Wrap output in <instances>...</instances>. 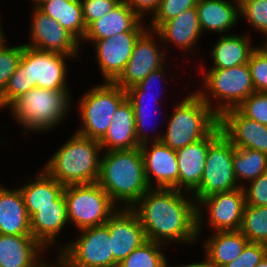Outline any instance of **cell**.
<instances>
[{
  "mask_svg": "<svg viewBox=\"0 0 267 267\" xmlns=\"http://www.w3.org/2000/svg\"><path fill=\"white\" fill-rule=\"evenodd\" d=\"M183 193L173 188H150L131 207L147 240L168 245L172 241L194 244L199 239L197 203Z\"/></svg>",
  "mask_w": 267,
  "mask_h": 267,
  "instance_id": "cell-1",
  "label": "cell"
},
{
  "mask_svg": "<svg viewBox=\"0 0 267 267\" xmlns=\"http://www.w3.org/2000/svg\"><path fill=\"white\" fill-rule=\"evenodd\" d=\"M104 153L97 183L115 205L131 208L150 189L140 147Z\"/></svg>",
  "mask_w": 267,
  "mask_h": 267,
  "instance_id": "cell-2",
  "label": "cell"
},
{
  "mask_svg": "<svg viewBox=\"0 0 267 267\" xmlns=\"http://www.w3.org/2000/svg\"><path fill=\"white\" fill-rule=\"evenodd\" d=\"M102 150L99 141L75 132L48 159L43 169L64 186L96 183L101 165L99 152Z\"/></svg>",
  "mask_w": 267,
  "mask_h": 267,
  "instance_id": "cell-3",
  "label": "cell"
},
{
  "mask_svg": "<svg viewBox=\"0 0 267 267\" xmlns=\"http://www.w3.org/2000/svg\"><path fill=\"white\" fill-rule=\"evenodd\" d=\"M218 125L219 115L194 92L174 106L166 132L151 142L161 141L178 150L207 137Z\"/></svg>",
  "mask_w": 267,
  "mask_h": 267,
  "instance_id": "cell-4",
  "label": "cell"
},
{
  "mask_svg": "<svg viewBox=\"0 0 267 267\" xmlns=\"http://www.w3.org/2000/svg\"><path fill=\"white\" fill-rule=\"evenodd\" d=\"M69 91L36 87L20 95L8 107L15 121L25 128V135L29 133L27 130L44 132L67 118L72 101Z\"/></svg>",
  "mask_w": 267,
  "mask_h": 267,
  "instance_id": "cell-5",
  "label": "cell"
},
{
  "mask_svg": "<svg viewBox=\"0 0 267 267\" xmlns=\"http://www.w3.org/2000/svg\"><path fill=\"white\" fill-rule=\"evenodd\" d=\"M203 81L204 89L195 92L219 116L225 110L237 108L255 92L248 63L227 69L209 68L203 74ZM210 97L219 101L215 107Z\"/></svg>",
  "mask_w": 267,
  "mask_h": 267,
  "instance_id": "cell-6",
  "label": "cell"
},
{
  "mask_svg": "<svg viewBox=\"0 0 267 267\" xmlns=\"http://www.w3.org/2000/svg\"><path fill=\"white\" fill-rule=\"evenodd\" d=\"M126 99V91L115 82H103L82 95L78 111L82 126L78 134L100 141L106 134L116 109Z\"/></svg>",
  "mask_w": 267,
  "mask_h": 267,
  "instance_id": "cell-7",
  "label": "cell"
},
{
  "mask_svg": "<svg viewBox=\"0 0 267 267\" xmlns=\"http://www.w3.org/2000/svg\"><path fill=\"white\" fill-rule=\"evenodd\" d=\"M64 199L68 221L78 230L102 226L121 207L96 183L65 186Z\"/></svg>",
  "mask_w": 267,
  "mask_h": 267,
  "instance_id": "cell-8",
  "label": "cell"
},
{
  "mask_svg": "<svg viewBox=\"0 0 267 267\" xmlns=\"http://www.w3.org/2000/svg\"><path fill=\"white\" fill-rule=\"evenodd\" d=\"M235 147L221 134L208 148L199 186L192 192L196 203L209 195L241 188L233 169Z\"/></svg>",
  "mask_w": 267,
  "mask_h": 267,
  "instance_id": "cell-9",
  "label": "cell"
},
{
  "mask_svg": "<svg viewBox=\"0 0 267 267\" xmlns=\"http://www.w3.org/2000/svg\"><path fill=\"white\" fill-rule=\"evenodd\" d=\"M80 233L72 243L58 248L65 255L68 267H118L106 225L85 228Z\"/></svg>",
  "mask_w": 267,
  "mask_h": 267,
  "instance_id": "cell-10",
  "label": "cell"
},
{
  "mask_svg": "<svg viewBox=\"0 0 267 267\" xmlns=\"http://www.w3.org/2000/svg\"><path fill=\"white\" fill-rule=\"evenodd\" d=\"M246 205L243 187L215 193L197 203V232L202 231L204 211H208V222L215 231L240 230ZM203 207V208H202Z\"/></svg>",
  "mask_w": 267,
  "mask_h": 267,
  "instance_id": "cell-11",
  "label": "cell"
},
{
  "mask_svg": "<svg viewBox=\"0 0 267 267\" xmlns=\"http://www.w3.org/2000/svg\"><path fill=\"white\" fill-rule=\"evenodd\" d=\"M57 52L41 51L23 44L21 62L28 68L29 85L50 90H69L66 58Z\"/></svg>",
  "mask_w": 267,
  "mask_h": 267,
  "instance_id": "cell-12",
  "label": "cell"
},
{
  "mask_svg": "<svg viewBox=\"0 0 267 267\" xmlns=\"http://www.w3.org/2000/svg\"><path fill=\"white\" fill-rule=\"evenodd\" d=\"M33 11L31 32H29L31 43L24 45L41 51L57 52L76 58L79 55L80 41L54 18L43 14L35 7Z\"/></svg>",
  "mask_w": 267,
  "mask_h": 267,
  "instance_id": "cell-13",
  "label": "cell"
},
{
  "mask_svg": "<svg viewBox=\"0 0 267 267\" xmlns=\"http://www.w3.org/2000/svg\"><path fill=\"white\" fill-rule=\"evenodd\" d=\"M145 31H126L110 38L95 40L96 58L104 82H115L124 72L138 38Z\"/></svg>",
  "mask_w": 267,
  "mask_h": 267,
  "instance_id": "cell-14",
  "label": "cell"
},
{
  "mask_svg": "<svg viewBox=\"0 0 267 267\" xmlns=\"http://www.w3.org/2000/svg\"><path fill=\"white\" fill-rule=\"evenodd\" d=\"M154 30L147 29L137 40L132 55L124 72L115 81L122 89L127 90L140 83L151 72L163 67L165 55L158 49Z\"/></svg>",
  "mask_w": 267,
  "mask_h": 267,
  "instance_id": "cell-15",
  "label": "cell"
},
{
  "mask_svg": "<svg viewBox=\"0 0 267 267\" xmlns=\"http://www.w3.org/2000/svg\"><path fill=\"white\" fill-rule=\"evenodd\" d=\"M105 225L109 229L111 252L117 264L147 241L144 228L131 208L119 207Z\"/></svg>",
  "mask_w": 267,
  "mask_h": 267,
  "instance_id": "cell-16",
  "label": "cell"
},
{
  "mask_svg": "<svg viewBox=\"0 0 267 267\" xmlns=\"http://www.w3.org/2000/svg\"><path fill=\"white\" fill-rule=\"evenodd\" d=\"M150 145V146H149ZM152 145V146H151ZM149 146V148L147 147ZM147 183L153 188H173L179 190V169L176 150L160 142L140 145ZM153 176V177H152Z\"/></svg>",
  "mask_w": 267,
  "mask_h": 267,
  "instance_id": "cell-17",
  "label": "cell"
},
{
  "mask_svg": "<svg viewBox=\"0 0 267 267\" xmlns=\"http://www.w3.org/2000/svg\"><path fill=\"white\" fill-rule=\"evenodd\" d=\"M219 125L234 147L267 153L266 125L243 116L236 108L225 110L219 116Z\"/></svg>",
  "mask_w": 267,
  "mask_h": 267,
  "instance_id": "cell-18",
  "label": "cell"
},
{
  "mask_svg": "<svg viewBox=\"0 0 267 267\" xmlns=\"http://www.w3.org/2000/svg\"><path fill=\"white\" fill-rule=\"evenodd\" d=\"M221 134L222 130L218 125L207 137L176 150L179 190L190 194L199 186L205 168L208 148Z\"/></svg>",
  "mask_w": 267,
  "mask_h": 267,
  "instance_id": "cell-19",
  "label": "cell"
},
{
  "mask_svg": "<svg viewBox=\"0 0 267 267\" xmlns=\"http://www.w3.org/2000/svg\"><path fill=\"white\" fill-rule=\"evenodd\" d=\"M142 18L121 0L109 13L94 21L86 31L83 41L101 40L126 31H146Z\"/></svg>",
  "mask_w": 267,
  "mask_h": 267,
  "instance_id": "cell-20",
  "label": "cell"
},
{
  "mask_svg": "<svg viewBox=\"0 0 267 267\" xmlns=\"http://www.w3.org/2000/svg\"><path fill=\"white\" fill-rule=\"evenodd\" d=\"M154 34L157 42L162 41V44H174L180 47L179 49L189 51L193 50L197 39L200 38L202 32L198 19L196 7L187 9L177 17L163 23Z\"/></svg>",
  "mask_w": 267,
  "mask_h": 267,
  "instance_id": "cell-21",
  "label": "cell"
},
{
  "mask_svg": "<svg viewBox=\"0 0 267 267\" xmlns=\"http://www.w3.org/2000/svg\"><path fill=\"white\" fill-rule=\"evenodd\" d=\"M34 178L33 182L26 183L19 188L29 218L37 212V208L66 205L63 184L57 182L44 169Z\"/></svg>",
  "mask_w": 267,
  "mask_h": 267,
  "instance_id": "cell-22",
  "label": "cell"
},
{
  "mask_svg": "<svg viewBox=\"0 0 267 267\" xmlns=\"http://www.w3.org/2000/svg\"><path fill=\"white\" fill-rule=\"evenodd\" d=\"M43 250L32 235L0 234V267H33Z\"/></svg>",
  "mask_w": 267,
  "mask_h": 267,
  "instance_id": "cell-23",
  "label": "cell"
},
{
  "mask_svg": "<svg viewBox=\"0 0 267 267\" xmlns=\"http://www.w3.org/2000/svg\"><path fill=\"white\" fill-rule=\"evenodd\" d=\"M0 234L32 235L30 218L20 189L0 185Z\"/></svg>",
  "mask_w": 267,
  "mask_h": 267,
  "instance_id": "cell-24",
  "label": "cell"
},
{
  "mask_svg": "<svg viewBox=\"0 0 267 267\" xmlns=\"http://www.w3.org/2000/svg\"><path fill=\"white\" fill-rule=\"evenodd\" d=\"M99 143L106 151L140 147L136 138L134 110L127 99L116 109L112 122Z\"/></svg>",
  "mask_w": 267,
  "mask_h": 267,
  "instance_id": "cell-25",
  "label": "cell"
},
{
  "mask_svg": "<svg viewBox=\"0 0 267 267\" xmlns=\"http://www.w3.org/2000/svg\"><path fill=\"white\" fill-rule=\"evenodd\" d=\"M233 2L229 0H198L196 9L201 32L207 30L218 32L220 35H224L225 32L228 34V30L237 24L240 15L239 1L234 0Z\"/></svg>",
  "mask_w": 267,
  "mask_h": 267,
  "instance_id": "cell-26",
  "label": "cell"
},
{
  "mask_svg": "<svg viewBox=\"0 0 267 267\" xmlns=\"http://www.w3.org/2000/svg\"><path fill=\"white\" fill-rule=\"evenodd\" d=\"M213 234L203 244L204 256L213 267H223L235 260L249 242L240 230L215 231Z\"/></svg>",
  "mask_w": 267,
  "mask_h": 267,
  "instance_id": "cell-27",
  "label": "cell"
},
{
  "mask_svg": "<svg viewBox=\"0 0 267 267\" xmlns=\"http://www.w3.org/2000/svg\"><path fill=\"white\" fill-rule=\"evenodd\" d=\"M241 35L224 34L220 36L210 52L212 62H214L212 68L227 69L248 63L249 57L256 47H252L249 36Z\"/></svg>",
  "mask_w": 267,
  "mask_h": 267,
  "instance_id": "cell-28",
  "label": "cell"
},
{
  "mask_svg": "<svg viewBox=\"0 0 267 267\" xmlns=\"http://www.w3.org/2000/svg\"><path fill=\"white\" fill-rule=\"evenodd\" d=\"M67 224L66 205L37 208V212L30 218L31 234L45 249L48 245H56V236Z\"/></svg>",
  "mask_w": 267,
  "mask_h": 267,
  "instance_id": "cell-29",
  "label": "cell"
},
{
  "mask_svg": "<svg viewBox=\"0 0 267 267\" xmlns=\"http://www.w3.org/2000/svg\"><path fill=\"white\" fill-rule=\"evenodd\" d=\"M34 6L43 14L54 18L79 41H83L87 29L80 0H51L35 3Z\"/></svg>",
  "mask_w": 267,
  "mask_h": 267,
  "instance_id": "cell-30",
  "label": "cell"
},
{
  "mask_svg": "<svg viewBox=\"0 0 267 267\" xmlns=\"http://www.w3.org/2000/svg\"><path fill=\"white\" fill-rule=\"evenodd\" d=\"M233 169L238 185L243 187V181L250 182L267 171V153L235 147Z\"/></svg>",
  "mask_w": 267,
  "mask_h": 267,
  "instance_id": "cell-31",
  "label": "cell"
},
{
  "mask_svg": "<svg viewBox=\"0 0 267 267\" xmlns=\"http://www.w3.org/2000/svg\"><path fill=\"white\" fill-rule=\"evenodd\" d=\"M240 231L249 242L267 245V206L245 205Z\"/></svg>",
  "mask_w": 267,
  "mask_h": 267,
  "instance_id": "cell-32",
  "label": "cell"
},
{
  "mask_svg": "<svg viewBox=\"0 0 267 267\" xmlns=\"http://www.w3.org/2000/svg\"><path fill=\"white\" fill-rule=\"evenodd\" d=\"M165 245L147 240L133 250L118 267H165L166 257L163 253Z\"/></svg>",
  "mask_w": 267,
  "mask_h": 267,
  "instance_id": "cell-33",
  "label": "cell"
},
{
  "mask_svg": "<svg viewBox=\"0 0 267 267\" xmlns=\"http://www.w3.org/2000/svg\"><path fill=\"white\" fill-rule=\"evenodd\" d=\"M35 88L29 85L28 68L20 61L18 68L10 77L7 86L0 94V109L7 107L20 95L27 93Z\"/></svg>",
  "mask_w": 267,
  "mask_h": 267,
  "instance_id": "cell-34",
  "label": "cell"
},
{
  "mask_svg": "<svg viewBox=\"0 0 267 267\" xmlns=\"http://www.w3.org/2000/svg\"><path fill=\"white\" fill-rule=\"evenodd\" d=\"M198 0H160L157 10L151 16L149 29L157 30L163 23L177 17L183 11L196 7ZM150 25V26H149Z\"/></svg>",
  "mask_w": 267,
  "mask_h": 267,
  "instance_id": "cell-35",
  "label": "cell"
},
{
  "mask_svg": "<svg viewBox=\"0 0 267 267\" xmlns=\"http://www.w3.org/2000/svg\"><path fill=\"white\" fill-rule=\"evenodd\" d=\"M240 15L267 40V0H240Z\"/></svg>",
  "mask_w": 267,
  "mask_h": 267,
  "instance_id": "cell-36",
  "label": "cell"
},
{
  "mask_svg": "<svg viewBox=\"0 0 267 267\" xmlns=\"http://www.w3.org/2000/svg\"><path fill=\"white\" fill-rule=\"evenodd\" d=\"M5 42L0 45V94L18 68L23 52V45L9 47Z\"/></svg>",
  "mask_w": 267,
  "mask_h": 267,
  "instance_id": "cell-37",
  "label": "cell"
},
{
  "mask_svg": "<svg viewBox=\"0 0 267 267\" xmlns=\"http://www.w3.org/2000/svg\"><path fill=\"white\" fill-rule=\"evenodd\" d=\"M255 92H267V47L256 46L248 60Z\"/></svg>",
  "mask_w": 267,
  "mask_h": 267,
  "instance_id": "cell-38",
  "label": "cell"
},
{
  "mask_svg": "<svg viewBox=\"0 0 267 267\" xmlns=\"http://www.w3.org/2000/svg\"><path fill=\"white\" fill-rule=\"evenodd\" d=\"M147 98L148 96H126V99L131 103L134 110L136 138L139 145L151 142V137L148 135L147 132L145 133V130L147 131V129H145V126L148 123V121L146 120L151 119V117H148L150 109H147L146 106ZM154 98V100H156L155 102L157 103L159 99H157L156 97ZM157 110L158 109L156 107L155 113H157Z\"/></svg>",
  "mask_w": 267,
  "mask_h": 267,
  "instance_id": "cell-39",
  "label": "cell"
},
{
  "mask_svg": "<svg viewBox=\"0 0 267 267\" xmlns=\"http://www.w3.org/2000/svg\"><path fill=\"white\" fill-rule=\"evenodd\" d=\"M243 116L267 126V92H254L237 108Z\"/></svg>",
  "mask_w": 267,
  "mask_h": 267,
  "instance_id": "cell-40",
  "label": "cell"
},
{
  "mask_svg": "<svg viewBox=\"0 0 267 267\" xmlns=\"http://www.w3.org/2000/svg\"><path fill=\"white\" fill-rule=\"evenodd\" d=\"M266 255V244L248 242L242 253L223 267H255Z\"/></svg>",
  "mask_w": 267,
  "mask_h": 267,
  "instance_id": "cell-41",
  "label": "cell"
},
{
  "mask_svg": "<svg viewBox=\"0 0 267 267\" xmlns=\"http://www.w3.org/2000/svg\"><path fill=\"white\" fill-rule=\"evenodd\" d=\"M86 29L100 17L109 13L121 0H80Z\"/></svg>",
  "mask_w": 267,
  "mask_h": 267,
  "instance_id": "cell-42",
  "label": "cell"
},
{
  "mask_svg": "<svg viewBox=\"0 0 267 267\" xmlns=\"http://www.w3.org/2000/svg\"><path fill=\"white\" fill-rule=\"evenodd\" d=\"M248 183L243 186L246 205L267 206V171Z\"/></svg>",
  "mask_w": 267,
  "mask_h": 267,
  "instance_id": "cell-43",
  "label": "cell"
},
{
  "mask_svg": "<svg viewBox=\"0 0 267 267\" xmlns=\"http://www.w3.org/2000/svg\"><path fill=\"white\" fill-rule=\"evenodd\" d=\"M165 67L166 66L164 65L163 67L151 72L140 83L125 90L126 96H147L150 93L149 91L153 90L151 86L156 85L159 82V80H162L163 82L167 81L164 78V76H166ZM152 96L156 97L154 93Z\"/></svg>",
  "mask_w": 267,
  "mask_h": 267,
  "instance_id": "cell-44",
  "label": "cell"
},
{
  "mask_svg": "<svg viewBox=\"0 0 267 267\" xmlns=\"http://www.w3.org/2000/svg\"><path fill=\"white\" fill-rule=\"evenodd\" d=\"M141 18L144 19L146 12L153 13L157 10L160 0H124Z\"/></svg>",
  "mask_w": 267,
  "mask_h": 267,
  "instance_id": "cell-45",
  "label": "cell"
},
{
  "mask_svg": "<svg viewBox=\"0 0 267 267\" xmlns=\"http://www.w3.org/2000/svg\"><path fill=\"white\" fill-rule=\"evenodd\" d=\"M60 252V253H59ZM55 265L47 263L44 259L40 258L33 267H68L65 255L59 250L56 257Z\"/></svg>",
  "mask_w": 267,
  "mask_h": 267,
  "instance_id": "cell-46",
  "label": "cell"
},
{
  "mask_svg": "<svg viewBox=\"0 0 267 267\" xmlns=\"http://www.w3.org/2000/svg\"><path fill=\"white\" fill-rule=\"evenodd\" d=\"M168 261H166V265L165 267H213V265L211 264V262L205 257L204 261L201 262H196V263H190V264H185V265H170L167 263Z\"/></svg>",
  "mask_w": 267,
  "mask_h": 267,
  "instance_id": "cell-47",
  "label": "cell"
},
{
  "mask_svg": "<svg viewBox=\"0 0 267 267\" xmlns=\"http://www.w3.org/2000/svg\"><path fill=\"white\" fill-rule=\"evenodd\" d=\"M255 267H267V255L264 257V259L259 262Z\"/></svg>",
  "mask_w": 267,
  "mask_h": 267,
  "instance_id": "cell-48",
  "label": "cell"
},
{
  "mask_svg": "<svg viewBox=\"0 0 267 267\" xmlns=\"http://www.w3.org/2000/svg\"><path fill=\"white\" fill-rule=\"evenodd\" d=\"M1 27H2V26L0 25V45L5 41V38H4L5 36H3L4 33H3Z\"/></svg>",
  "mask_w": 267,
  "mask_h": 267,
  "instance_id": "cell-49",
  "label": "cell"
},
{
  "mask_svg": "<svg viewBox=\"0 0 267 267\" xmlns=\"http://www.w3.org/2000/svg\"><path fill=\"white\" fill-rule=\"evenodd\" d=\"M31 1H33L34 3H45L51 0H31Z\"/></svg>",
  "mask_w": 267,
  "mask_h": 267,
  "instance_id": "cell-50",
  "label": "cell"
},
{
  "mask_svg": "<svg viewBox=\"0 0 267 267\" xmlns=\"http://www.w3.org/2000/svg\"><path fill=\"white\" fill-rule=\"evenodd\" d=\"M263 44L267 47V40Z\"/></svg>",
  "mask_w": 267,
  "mask_h": 267,
  "instance_id": "cell-51",
  "label": "cell"
}]
</instances>
